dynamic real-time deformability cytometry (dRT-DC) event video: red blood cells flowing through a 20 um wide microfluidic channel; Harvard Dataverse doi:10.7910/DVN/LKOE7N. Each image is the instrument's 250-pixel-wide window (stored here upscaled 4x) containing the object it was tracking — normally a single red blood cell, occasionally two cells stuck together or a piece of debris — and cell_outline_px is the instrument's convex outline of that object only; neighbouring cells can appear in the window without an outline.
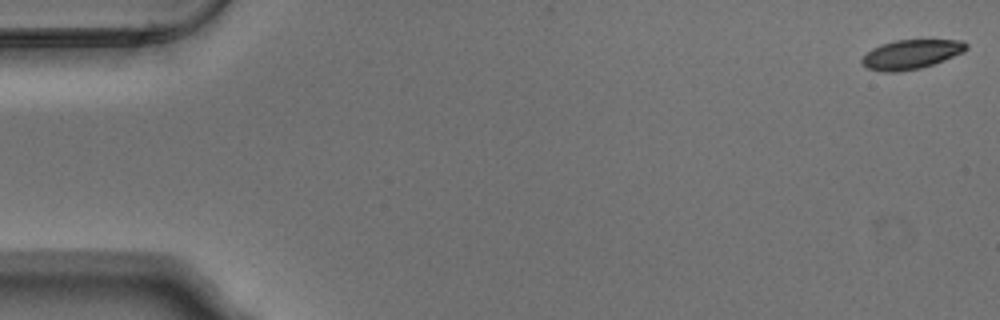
{"species": "Egyptian fruit bat (a non-hibernating species)", "species_latin": "Rousettus aegyptiacus", "temperature_condition": "warm", "stored_images_in_passage": 54, "camera_frame_rate_fps": 3000, "um_per_image_px": 0.085, "animal": {"sex": "male"}, "frame": {"image": 1, "passage_image": 1, "time_ms": 0.0, "image_size_px": [1000, 320], "cell_outline_px": [[968, 48], [964, 52], [944, 60], [920, 68], [900, 72], [884, 72], [868, 68], [860, 64], [860, 60], [872, 48], [896, 40], [964, 40], [968, 44]], "centroid_in_image_um": [77.46, 4.62], "position_along_channel_um": 7.5, "area_um2": 17.8}}
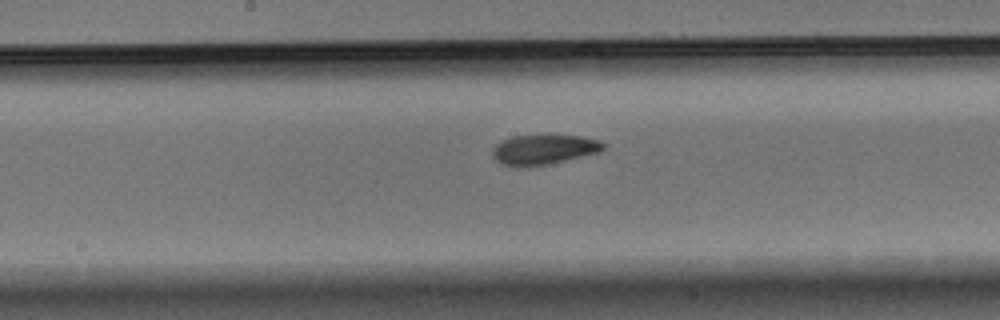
{"frame": {"image": 2, "passage_image": 28, "time_ms": 9.0, "image_size_px": [1000, 320], "cell_outline_px": [[604, 148], [600, 152], [548, 164], [528, 168], [516, 168], [500, 164], [492, 156], [492, 148], [500, 140], [512, 136], [580, 136], [600, 140], [604, 144]], "centroid_in_image_um": [46.15, 12.74], "position_along_channel_um": 202.1, "area_um2": 19.54}}
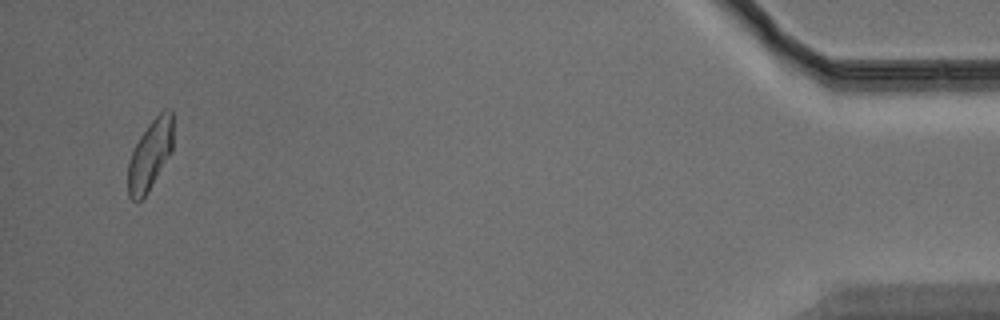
{"frame": {"image": 3, "passage_image": 52, "time_ms": 17.0, "image_size_px": [1000, 320], "cell_outline_px": [[172, 152], [148, 192], [136, 204], [128, 196], [128, 164], [132, 152], [140, 136], [148, 124], [164, 108], [172, 108]], "centroid_in_image_um": [12.76, 13.18], "position_along_channel_um": 422.4, "area_um2": 18.5}, "authors_computed_cell_mechanics": {"area_um2": 19.1029, "velocity_mm_per_s": 3.7625, "shape_relaxation_time_tau1_ms": 4.7273, "shape_relaxation_time_tau2_ms": 2.9122, "deformation_change_tau1": 0.1375, "deformation_change_tau2": 0.0844}}